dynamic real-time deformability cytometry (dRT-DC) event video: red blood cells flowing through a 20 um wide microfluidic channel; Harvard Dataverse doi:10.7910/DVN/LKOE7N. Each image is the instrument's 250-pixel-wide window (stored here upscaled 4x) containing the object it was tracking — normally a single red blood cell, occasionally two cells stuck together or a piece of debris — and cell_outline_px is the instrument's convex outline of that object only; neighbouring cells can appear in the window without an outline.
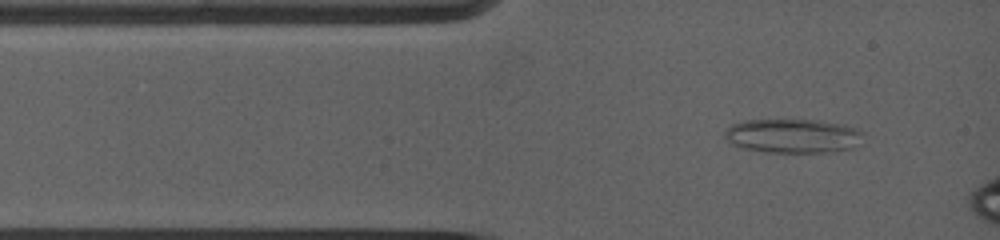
{"species": "common noctule bat (a hibernating species)", "species_latin": "Nyctalus noctula", "temperature_condition": "warm", "stored_images_in_passage": 6, "camera_frame_rate_fps": 5000, "um_per_image_px": 0.085, "animal": {"sex": "female", "body_mass_g": 19.0, "forearm_length_mm": 53.3}, "frame": {"image": 1, "passage_image": 2, "time_ms": 0.6, "image_size_px": [1000, 240], "cell_outline_px": [[864, 132], [852, 148], [832, 152], [764, 152], [744, 148], [728, 144], [724, 136], [724, 132], [732, 124], [744, 120], [820, 120], [844, 124], [856, 128]], "centroid_in_image_um": [67.34, 11.55], "position_along_channel_um": 17.7, "area_um2": 27.63}}
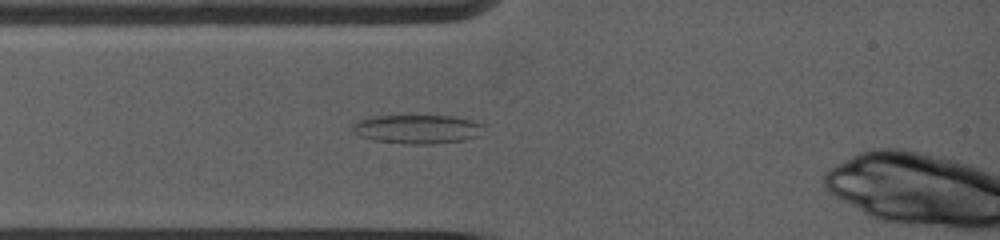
{"frame": {"image": 2, "passage_image": 4, "time_ms": 2.0, "image_size_px": [1000, 240], "cell_outline_px": [[484, 124], [480, 136], [460, 140], [432, 144], [404, 144], [376, 140], [360, 136], [352, 132], [352, 124], [356, 120], [368, 116], [452, 116]], "centroid_in_image_um": [35.41, 10.97], "position_along_channel_um": 49.6, "area_um2": 22.08}}
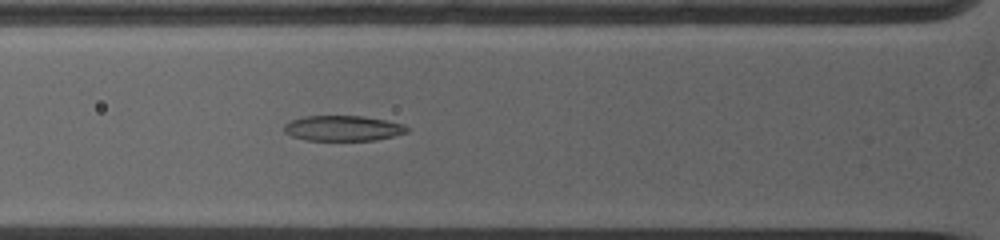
{"frame": {"image": 3, "passage_image": 6, "time_ms": 3.2, "image_size_px": [1000, 240], "cell_outline_px": [[408, 132], [376, 140], [304, 140], [292, 136], [284, 132], [284, 124], [292, 120], [304, 116], [364, 116], [404, 124], [408, 128]], "centroid_in_image_um": [29.13, 10.9], "position_along_channel_um": 96.7, "area_um2": 18.09}}